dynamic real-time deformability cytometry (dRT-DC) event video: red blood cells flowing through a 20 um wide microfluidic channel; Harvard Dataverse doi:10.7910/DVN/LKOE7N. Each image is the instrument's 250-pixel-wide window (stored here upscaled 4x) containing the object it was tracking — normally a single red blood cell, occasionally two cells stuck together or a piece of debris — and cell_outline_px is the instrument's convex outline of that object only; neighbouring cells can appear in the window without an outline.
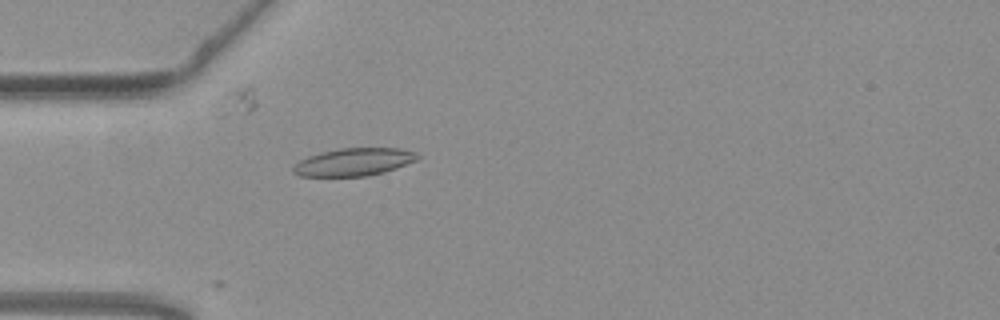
{"species": "common noctule bat (a hibernating species)", "species_latin": "Nyctalus noctula", "temperature_condition": "warm", "stored_images_in_passage": 22, "camera_frame_rate_fps": 3000, "um_per_image_px": 0.085, "animal": {"sex": "female", "body_mass_g": 19.3, "forearm_length_mm": 54.1}, "frame": {"image": 1, "passage_image": 6, "time_ms": 1.667, "image_size_px": [1000, 320], "cell_outline_px": [[420, 156], [416, 160], [396, 168], [384, 172], [368, 176], [300, 176], [292, 172], [292, 168], [300, 160], [308, 156], [320, 152], [340, 148], [400, 148], [416, 152]], "centroid_in_image_um": [30.07, 13.76], "position_along_channel_um": 54.9, "area_um2": 20.06}}
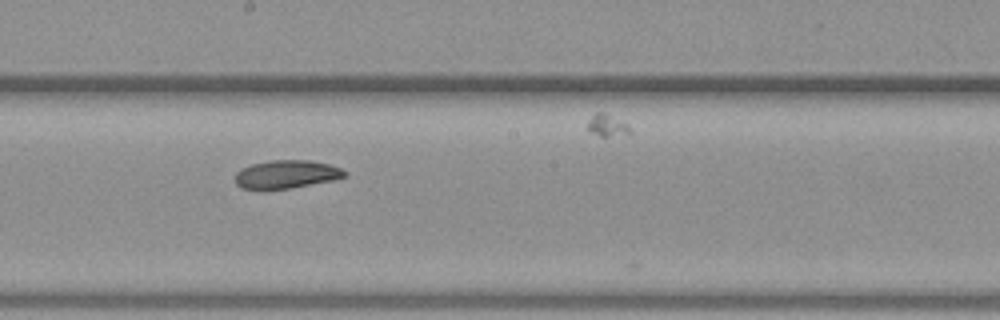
{"frame": {"image": 2, "passage_image": 20, "time_ms": 6.333, "image_size_px": [1000, 320], "cell_outline_px": [[348, 176], [332, 180], [292, 188], [240, 188], [236, 184], [236, 172], [240, 168], [252, 164], [272, 160], [308, 160], [328, 164], [340, 168], [348, 172]], "centroid_in_image_um": [24.37, 14.8], "position_along_channel_um": 223.8, "area_um2": 17.8}}